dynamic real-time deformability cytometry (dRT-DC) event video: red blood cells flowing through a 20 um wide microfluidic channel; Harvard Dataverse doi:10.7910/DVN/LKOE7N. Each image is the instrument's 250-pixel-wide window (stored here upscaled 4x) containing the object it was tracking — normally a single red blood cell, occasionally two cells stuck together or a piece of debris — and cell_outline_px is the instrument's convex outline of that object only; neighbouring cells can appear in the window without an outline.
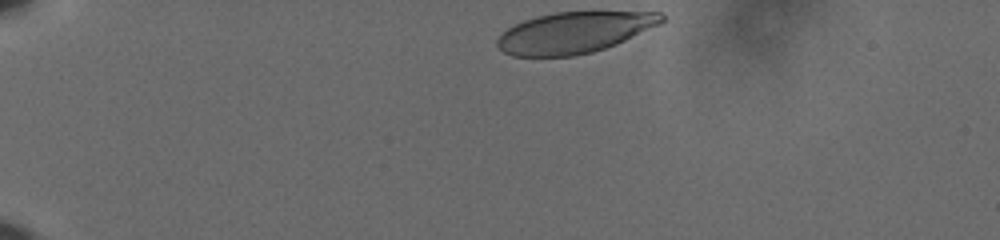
{"species": "human", "species_latin": "Homo sapiens", "temperature_condition": "cold", "stored_images_in_passage": 39, "camera_frame_rate_fps": 3000, "um_per_image_px": 0.085, "donor": {"sex": "male"}, "frame": {"image": 1, "passage_image": 1, "time_ms": 0.0, "image_size_px": [1000, 240], "cell_outline_px": [[664, 20], [660, 24], [616, 44], [592, 52], [572, 56], [512, 56], [504, 52], [496, 44], [496, 40], [508, 28], [524, 20], [536, 16], [556, 12], [660, 12], [664, 16]], "centroid_in_image_um": [48.8, 2.76], "position_along_channel_um": 36.2, "area_um2": 39.02}}
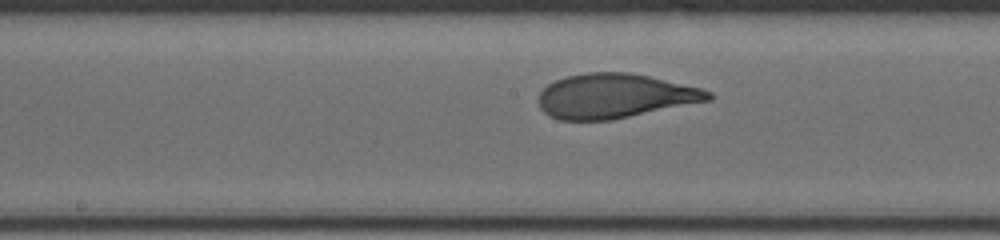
{"frame": {"image": 2, "passage_image": 21, "time_ms": 6.667, "image_size_px": [1000, 240], "cell_outline_px": [[716, 96], [712, 100], [612, 120], [560, 120], [548, 116], [540, 108], [536, 100], [540, 92], [548, 84], [556, 80], [568, 76], [588, 72], [628, 72], [648, 76], [700, 88], [712, 92]], "centroid_in_image_um": [52.25, 8.17], "position_along_channel_um": 196.0, "area_um2": 44.22}}
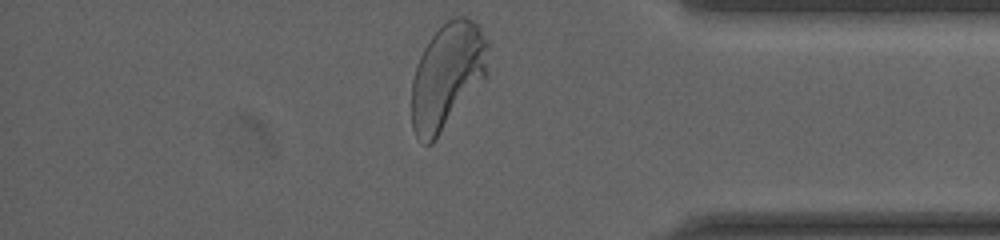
{"frame": {"image": 3, "passage_image": 39, "time_ms": 12.667, "image_size_px": [1000, 240], "cell_outline_px": [[488, 72], [484, 80], [432, 144], [424, 144], [416, 136], [412, 128], [412, 80], [416, 64], [424, 48], [432, 36], [448, 20], [456, 16], [464, 16], [472, 20], [480, 28], [488, 40]], "centroid_in_image_um": [38.03, 6.45], "position_along_channel_um": 397.2, "area_um2": 47.16}, "authors_computed_cell_mechanics": {"area_um2": 44.217, "velocity_mm_per_s": 3.5931, "shape_relaxation_time_tau1_ms": 4.2158, "shape_relaxation_time_tau2_ms": null, "deformation_change_tau1": 0.1843, "deformation_change_tau2": null}}